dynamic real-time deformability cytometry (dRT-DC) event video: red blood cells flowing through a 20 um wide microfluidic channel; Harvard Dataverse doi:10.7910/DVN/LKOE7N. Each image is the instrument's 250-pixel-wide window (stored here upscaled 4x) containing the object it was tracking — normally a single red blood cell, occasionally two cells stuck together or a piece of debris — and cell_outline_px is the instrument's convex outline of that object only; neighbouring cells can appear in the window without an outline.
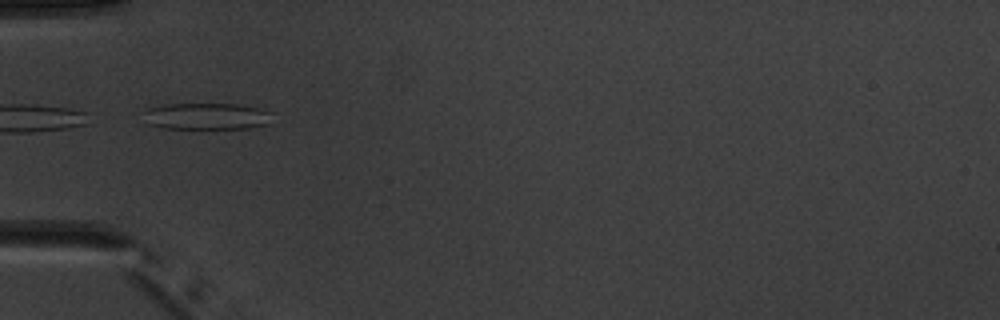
{"species": "common noctule bat (a hibernating species)", "species_latin": "Nyctalus noctula", "temperature_condition": "warm", "stored_images_in_passage": 3, "camera_frame_rate_fps": 3000, "um_per_image_px": 0.085, "animal": {"sex": "male", "body_mass_g": 20.1, "forearm_length_mm": 53.5}, "frame": {"image": 1, "passage_image": 3, "time_ms": 5.333, "image_size_px": [1000, 320], "cell_outline_px": [[272, 112], [268, 124], [248, 128], [160, 128], [144, 124], [140, 112], [148, 108], [160, 104], [240, 104], [260, 108]], "centroid_in_image_um": [17.44, 9.87], "position_along_channel_um": 67.6, "area_um2": 20.46}}